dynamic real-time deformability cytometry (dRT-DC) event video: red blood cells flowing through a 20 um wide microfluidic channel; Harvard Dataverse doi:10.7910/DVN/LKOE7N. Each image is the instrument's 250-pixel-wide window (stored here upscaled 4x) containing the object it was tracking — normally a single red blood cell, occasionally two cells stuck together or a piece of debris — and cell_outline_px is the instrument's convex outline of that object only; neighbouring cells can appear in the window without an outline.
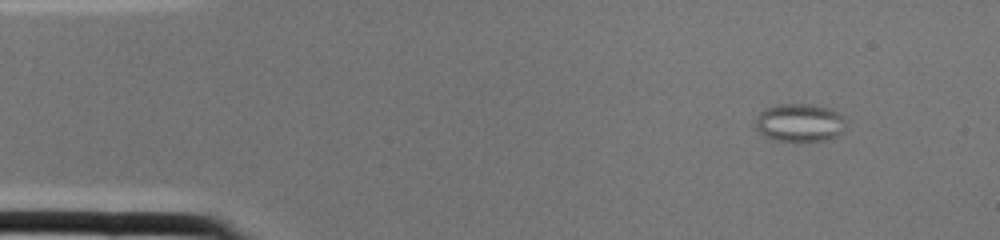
{"species": "common noctule bat (a hibernating species)", "species_latin": "Nyctalus noctula", "temperature_condition": "cold", "stored_images_in_passage": 3, "camera_frame_rate_fps": 3000, "um_per_image_px": 0.085, "animal": {"sex": "female", "body_mass_g": 22.0, "forearm_length_mm": 56.7}, "frame": {"image": 1, "passage_image": 3, "time_ms": 0.667, "image_size_px": [1000, 240], "cell_outline_px": [[844, 120], [840, 132], [836, 136], [824, 140], [776, 140], [764, 136], [756, 128], [756, 116], [764, 108], [780, 104], [812, 104], [832, 108], [840, 112], [844, 116]], "centroid_in_image_um": [67.95, 10.39], "position_along_channel_um": 17.0, "area_um2": 19.88}}